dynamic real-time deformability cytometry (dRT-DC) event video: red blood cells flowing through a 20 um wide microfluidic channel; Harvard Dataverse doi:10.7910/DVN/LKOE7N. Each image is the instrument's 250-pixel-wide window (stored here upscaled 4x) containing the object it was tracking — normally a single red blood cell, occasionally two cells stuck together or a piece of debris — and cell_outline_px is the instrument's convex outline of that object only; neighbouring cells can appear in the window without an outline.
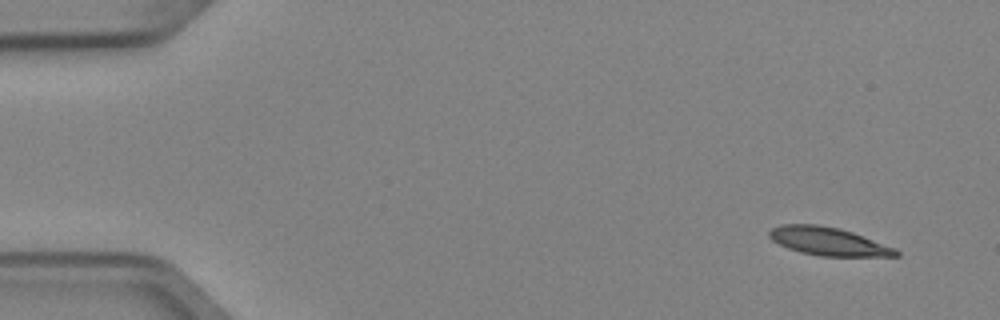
{"species": "Egyptian fruit bat (a non-hibernating species)", "species_latin": "Rousettus aegyptiacus", "temperature_condition": "cold", "stored_images_in_passage": 3, "camera_frame_rate_fps": 3000, "um_per_image_px": 0.085, "animal": {"sex": "female"}, "frame": {"image": 1, "passage_image": 3, "time_ms": 0.667, "image_size_px": [1000, 320], "cell_outline_px": [[900, 256], [820, 256], [800, 252], [788, 248], [772, 240], [768, 236], [768, 232], [772, 228], [780, 224], [816, 224], [840, 228], [852, 232], [896, 248], [900, 252]], "centroid_in_image_um": [70.4, 20.51], "position_along_channel_um": 14.6, "area_um2": 20.81}}